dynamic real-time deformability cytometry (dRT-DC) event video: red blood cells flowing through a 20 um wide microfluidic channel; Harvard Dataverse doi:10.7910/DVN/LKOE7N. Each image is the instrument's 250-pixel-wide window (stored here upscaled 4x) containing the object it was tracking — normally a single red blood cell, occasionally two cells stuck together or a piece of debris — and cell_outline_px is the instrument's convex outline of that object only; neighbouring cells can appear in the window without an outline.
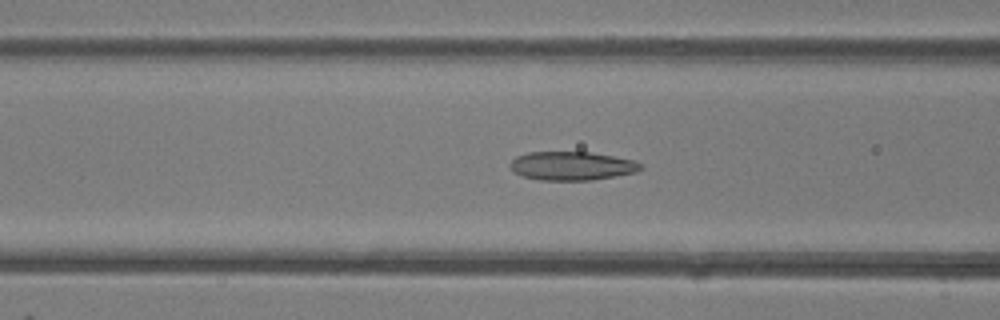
{"species": "common noctule bat (a hibernating species)", "species_latin": "Nyctalus noctula", "temperature_condition": "room temperature", "stored_images_in_passage": 41, "camera_frame_rate_fps": 3000, "um_per_image_px": 0.085, "animal": {"sex": "female"}, "frame": {"image": 1, "passage_image": 16, "time_ms": 5.0, "image_size_px": [1000, 320], "cell_outline_px": [[644, 168], [636, 172], [592, 180], [540, 180], [524, 176], [516, 172], [508, 164], [516, 156], [528, 152], [588, 152], [612, 156], [632, 160], [644, 164]], "centroid_in_image_um": [48.63, 14.1], "position_along_channel_um": 118.0, "area_um2": 21.68}}
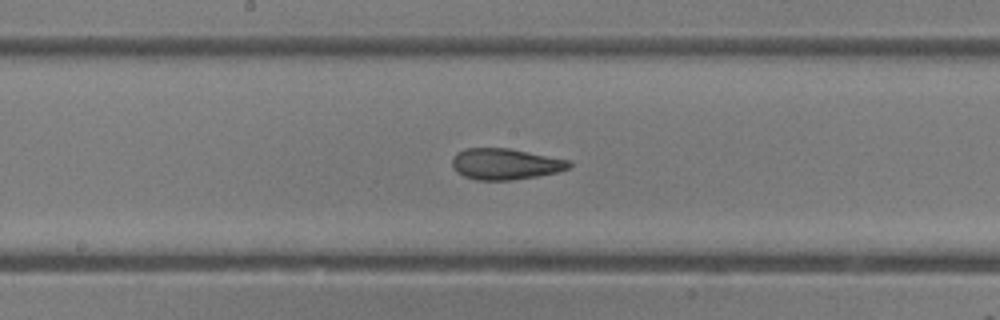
{"frame": {"image": 2, "passage_image": 22, "time_ms": 7.0, "image_size_px": [1000, 320], "cell_outline_px": [[572, 164], [568, 168], [556, 172], [536, 176], [512, 180], [476, 180], [464, 176], [456, 172], [452, 164], [452, 160], [456, 152], [464, 148], [508, 148], [572, 160]], "centroid_in_image_um": [42.94, 13.93], "position_along_channel_um": 205.3, "area_um2": 21.27}}
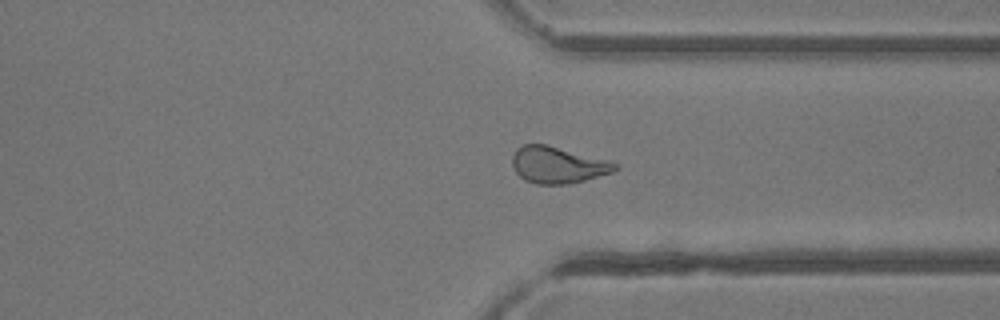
{"frame": {"image": 3, "passage_image": 33, "time_ms": 10.667, "image_size_px": [1000, 320], "cell_outline_px": [[620, 168], [612, 172], [572, 184], [536, 184], [524, 180], [516, 172], [512, 164], [512, 156], [516, 148], [524, 144], [544, 144], [612, 160], [620, 164]], "centroid_in_image_um": [47.46, 14.02], "position_along_channel_um": 363.9, "area_um2": 22.25}}